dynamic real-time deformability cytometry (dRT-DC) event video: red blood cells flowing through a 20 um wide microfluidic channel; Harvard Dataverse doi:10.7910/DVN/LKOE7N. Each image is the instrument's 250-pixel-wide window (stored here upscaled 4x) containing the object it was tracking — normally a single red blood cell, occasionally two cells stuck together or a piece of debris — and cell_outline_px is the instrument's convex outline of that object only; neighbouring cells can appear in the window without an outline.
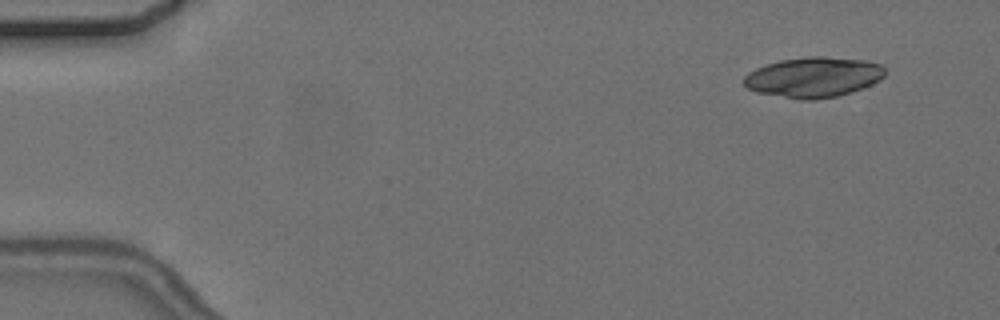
{"species": "common noctule bat (a hibernating species)", "species_latin": "Nyctalus noctula", "temperature_condition": "cold", "stored_images_in_passage": 5, "camera_frame_rate_fps": 3000, "um_per_image_px": 0.085, "animal": {"sex": "female", "body_mass_g": 24.6, "forearm_length_mm": 56.2}, "frame": {"image": 1, "passage_image": 1, "time_ms": 0.0, "image_size_px": [1000, 320], "cell_outline_px": [[884, 76], [880, 80], [872, 84], [852, 92], [836, 96], [816, 100], [800, 100], [756, 92], [748, 88], [744, 84], [744, 76], [748, 72], [756, 68], [780, 60], [808, 56], [824, 56], [864, 60], [880, 64], [884, 68]], "centroid_in_image_um": [69.14, 6.56], "position_along_channel_um": 15.9, "area_um2": 33.18}}